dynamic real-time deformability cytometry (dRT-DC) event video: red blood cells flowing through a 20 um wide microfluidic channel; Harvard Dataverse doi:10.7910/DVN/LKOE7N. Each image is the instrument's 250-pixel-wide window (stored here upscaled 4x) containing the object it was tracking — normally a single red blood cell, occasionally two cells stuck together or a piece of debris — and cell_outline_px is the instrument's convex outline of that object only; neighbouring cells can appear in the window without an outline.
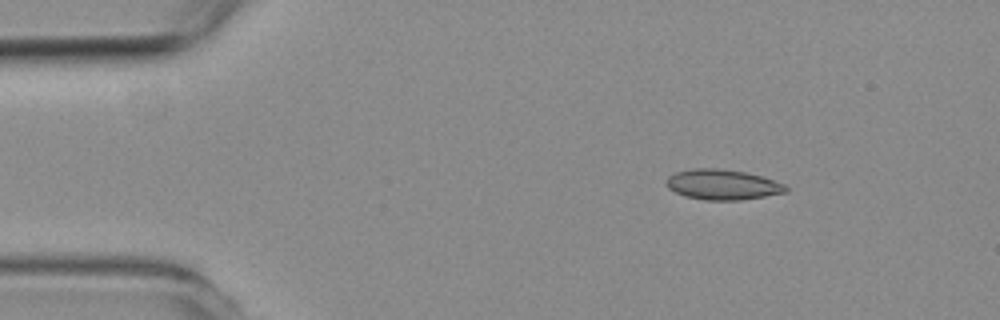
{"species": "common noctule bat (a hibernating species)", "species_latin": "Nyctalus noctula", "temperature_condition": "room temperature", "stored_images_in_passage": 5, "camera_frame_rate_fps": 3000, "um_per_image_px": 0.085, "animal": {"sex": "female", "body_mass_g": 19.3, "forearm_length_mm": 54.1}, "frame": {"image": 1, "passage_image": 2, "time_ms": 1.333, "image_size_px": [1000, 320], "cell_outline_px": [[788, 192], [740, 200], [704, 200], [684, 196], [668, 188], [664, 180], [668, 176], [676, 172], [692, 168], [720, 168], [744, 172], [760, 176], [784, 184], [788, 188]], "centroid_in_image_um": [61.37, 15.69], "position_along_channel_um": 23.6, "area_um2": 21.1}}
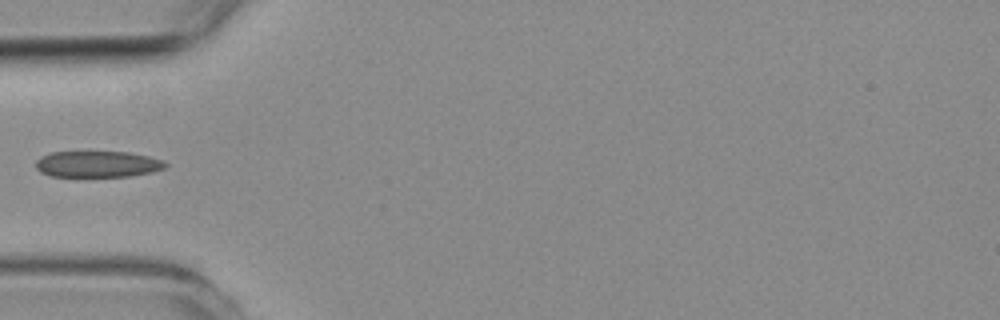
{"frame": {"image": 2, "passage_image": 5, "time_ms": 4.667, "image_size_px": [1000, 320], "cell_outline_px": [[168, 164], [164, 168], [152, 172], [128, 176], [52, 176], [40, 172], [36, 168], [36, 160], [40, 156], [52, 152], [128, 152], [148, 156], [164, 160]], "centroid_in_image_um": [8.29, 13.94], "position_along_channel_um": 76.7, "area_um2": 19.77}}